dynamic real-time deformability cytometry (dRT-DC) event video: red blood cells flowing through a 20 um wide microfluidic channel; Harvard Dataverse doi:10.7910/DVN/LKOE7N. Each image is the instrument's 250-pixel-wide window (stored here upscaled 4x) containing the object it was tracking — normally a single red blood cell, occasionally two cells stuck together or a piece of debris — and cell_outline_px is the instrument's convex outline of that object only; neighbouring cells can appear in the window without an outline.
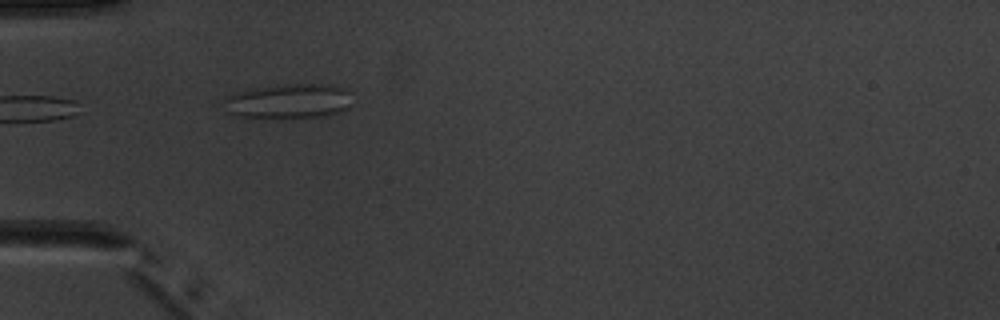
{"species": "common noctule bat (a hibernating species)", "species_latin": "Nyctalus noctula", "temperature_condition": "warm", "stored_images_in_passage": 6, "camera_frame_rate_fps": 3000, "um_per_image_px": 0.085, "animal": {"sex": "male", "body_mass_g": 20.1, "forearm_length_mm": 53.5}, "frame": {"image": 1, "passage_image": 5, "time_ms": 4.667, "image_size_px": [1000, 320], "cell_outline_px": [[348, 108], [340, 112], [324, 116], [240, 116], [228, 112], [224, 100], [248, 88], [296, 84], [320, 84], [348, 88]], "centroid_in_image_um": [24.58, 8.57], "position_along_channel_um": 60.4, "area_um2": 24.8}}
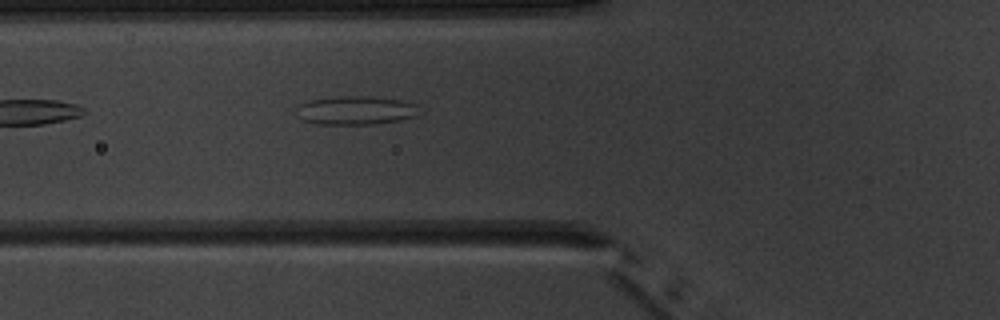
{"frame": {"image": 2, "passage_image": 6, "time_ms": 5.667, "image_size_px": [1000, 320], "cell_outline_px": [[416, 116], [400, 120], [372, 124], [316, 124], [304, 120], [296, 108], [300, 104], [308, 100], [336, 96], [372, 96], [400, 100], [416, 104]], "centroid_in_image_um": [30.22, 9.37], "position_along_channel_um": 95.6, "area_um2": 20.29}}